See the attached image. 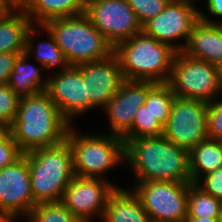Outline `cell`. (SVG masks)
<instances>
[{"instance_id": "cell-1", "label": "cell", "mask_w": 222, "mask_h": 222, "mask_svg": "<svg viewBox=\"0 0 222 222\" xmlns=\"http://www.w3.org/2000/svg\"><path fill=\"white\" fill-rule=\"evenodd\" d=\"M137 182L171 181L191 183L188 150L163 135L141 137L125 144V161Z\"/></svg>"}, {"instance_id": "cell-2", "label": "cell", "mask_w": 222, "mask_h": 222, "mask_svg": "<svg viewBox=\"0 0 222 222\" xmlns=\"http://www.w3.org/2000/svg\"><path fill=\"white\" fill-rule=\"evenodd\" d=\"M69 127L70 124L44 91L20 98L9 132L25 154L62 143Z\"/></svg>"}, {"instance_id": "cell-3", "label": "cell", "mask_w": 222, "mask_h": 222, "mask_svg": "<svg viewBox=\"0 0 222 222\" xmlns=\"http://www.w3.org/2000/svg\"><path fill=\"white\" fill-rule=\"evenodd\" d=\"M113 53L124 80L167 83L177 51L142 31L118 43Z\"/></svg>"}, {"instance_id": "cell-4", "label": "cell", "mask_w": 222, "mask_h": 222, "mask_svg": "<svg viewBox=\"0 0 222 222\" xmlns=\"http://www.w3.org/2000/svg\"><path fill=\"white\" fill-rule=\"evenodd\" d=\"M27 161L35 204L61 202L64 189L75 176L68 142L28 152Z\"/></svg>"}, {"instance_id": "cell-5", "label": "cell", "mask_w": 222, "mask_h": 222, "mask_svg": "<svg viewBox=\"0 0 222 222\" xmlns=\"http://www.w3.org/2000/svg\"><path fill=\"white\" fill-rule=\"evenodd\" d=\"M43 26L54 36L70 66L100 61L113 53V46L93 26L85 13L51 19Z\"/></svg>"}, {"instance_id": "cell-6", "label": "cell", "mask_w": 222, "mask_h": 222, "mask_svg": "<svg viewBox=\"0 0 222 222\" xmlns=\"http://www.w3.org/2000/svg\"><path fill=\"white\" fill-rule=\"evenodd\" d=\"M75 130L70 125L65 140L71 148L76 176L101 179L104 178L101 174L125 160V143L121 137L110 133L81 135Z\"/></svg>"}, {"instance_id": "cell-7", "label": "cell", "mask_w": 222, "mask_h": 222, "mask_svg": "<svg viewBox=\"0 0 222 222\" xmlns=\"http://www.w3.org/2000/svg\"><path fill=\"white\" fill-rule=\"evenodd\" d=\"M167 83L176 97L209 103L222 92V68L177 52Z\"/></svg>"}, {"instance_id": "cell-8", "label": "cell", "mask_w": 222, "mask_h": 222, "mask_svg": "<svg viewBox=\"0 0 222 222\" xmlns=\"http://www.w3.org/2000/svg\"><path fill=\"white\" fill-rule=\"evenodd\" d=\"M136 184L133 192L152 222H186L190 183L145 181Z\"/></svg>"}, {"instance_id": "cell-9", "label": "cell", "mask_w": 222, "mask_h": 222, "mask_svg": "<svg viewBox=\"0 0 222 222\" xmlns=\"http://www.w3.org/2000/svg\"><path fill=\"white\" fill-rule=\"evenodd\" d=\"M207 123V102L175 97L163 136L189 151L208 139Z\"/></svg>"}, {"instance_id": "cell-10", "label": "cell", "mask_w": 222, "mask_h": 222, "mask_svg": "<svg viewBox=\"0 0 222 222\" xmlns=\"http://www.w3.org/2000/svg\"><path fill=\"white\" fill-rule=\"evenodd\" d=\"M85 14L113 48L143 31L126 0H86Z\"/></svg>"}, {"instance_id": "cell-11", "label": "cell", "mask_w": 222, "mask_h": 222, "mask_svg": "<svg viewBox=\"0 0 222 222\" xmlns=\"http://www.w3.org/2000/svg\"><path fill=\"white\" fill-rule=\"evenodd\" d=\"M193 2L195 0H170L161 13L143 25V32L177 52L183 51L194 24L199 20V10ZM180 39L184 44L177 43Z\"/></svg>"}, {"instance_id": "cell-12", "label": "cell", "mask_w": 222, "mask_h": 222, "mask_svg": "<svg viewBox=\"0 0 222 222\" xmlns=\"http://www.w3.org/2000/svg\"><path fill=\"white\" fill-rule=\"evenodd\" d=\"M105 179L75 175L64 189L61 202L80 222H92L94 215L102 220L110 195L119 187Z\"/></svg>"}, {"instance_id": "cell-13", "label": "cell", "mask_w": 222, "mask_h": 222, "mask_svg": "<svg viewBox=\"0 0 222 222\" xmlns=\"http://www.w3.org/2000/svg\"><path fill=\"white\" fill-rule=\"evenodd\" d=\"M51 75L47 77L45 92L64 119L73 125L75 117L79 118L82 113L89 111V97L86 95L82 72L77 66H69Z\"/></svg>"}, {"instance_id": "cell-14", "label": "cell", "mask_w": 222, "mask_h": 222, "mask_svg": "<svg viewBox=\"0 0 222 222\" xmlns=\"http://www.w3.org/2000/svg\"><path fill=\"white\" fill-rule=\"evenodd\" d=\"M35 206L25 153L0 169V214L23 215L24 218Z\"/></svg>"}, {"instance_id": "cell-15", "label": "cell", "mask_w": 222, "mask_h": 222, "mask_svg": "<svg viewBox=\"0 0 222 222\" xmlns=\"http://www.w3.org/2000/svg\"><path fill=\"white\" fill-rule=\"evenodd\" d=\"M77 67L85 82L89 110L99 106L104 109L125 81L119 60L114 53L103 60L86 62Z\"/></svg>"}, {"instance_id": "cell-16", "label": "cell", "mask_w": 222, "mask_h": 222, "mask_svg": "<svg viewBox=\"0 0 222 222\" xmlns=\"http://www.w3.org/2000/svg\"><path fill=\"white\" fill-rule=\"evenodd\" d=\"M153 81L125 80L118 92L104 108L108 116L110 134L123 138L131 129L136 111L143 106Z\"/></svg>"}, {"instance_id": "cell-17", "label": "cell", "mask_w": 222, "mask_h": 222, "mask_svg": "<svg viewBox=\"0 0 222 222\" xmlns=\"http://www.w3.org/2000/svg\"><path fill=\"white\" fill-rule=\"evenodd\" d=\"M182 52L222 68V24L207 23L199 19Z\"/></svg>"}, {"instance_id": "cell-18", "label": "cell", "mask_w": 222, "mask_h": 222, "mask_svg": "<svg viewBox=\"0 0 222 222\" xmlns=\"http://www.w3.org/2000/svg\"><path fill=\"white\" fill-rule=\"evenodd\" d=\"M102 222L152 221L133 190L118 187L108 199Z\"/></svg>"}, {"instance_id": "cell-19", "label": "cell", "mask_w": 222, "mask_h": 222, "mask_svg": "<svg viewBox=\"0 0 222 222\" xmlns=\"http://www.w3.org/2000/svg\"><path fill=\"white\" fill-rule=\"evenodd\" d=\"M27 53L18 56L14 63V70L10 73L8 86L21 98L44 92L47 87V78L42 79L41 71L44 67L37 68L29 61ZM44 80V81H43Z\"/></svg>"}, {"instance_id": "cell-20", "label": "cell", "mask_w": 222, "mask_h": 222, "mask_svg": "<svg viewBox=\"0 0 222 222\" xmlns=\"http://www.w3.org/2000/svg\"><path fill=\"white\" fill-rule=\"evenodd\" d=\"M86 0H33L25 10L32 25L85 13Z\"/></svg>"}, {"instance_id": "cell-21", "label": "cell", "mask_w": 222, "mask_h": 222, "mask_svg": "<svg viewBox=\"0 0 222 222\" xmlns=\"http://www.w3.org/2000/svg\"><path fill=\"white\" fill-rule=\"evenodd\" d=\"M32 23L25 11L11 10L0 19V53H24L27 30Z\"/></svg>"}, {"instance_id": "cell-22", "label": "cell", "mask_w": 222, "mask_h": 222, "mask_svg": "<svg viewBox=\"0 0 222 222\" xmlns=\"http://www.w3.org/2000/svg\"><path fill=\"white\" fill-rule=\"evenodd\" d=\"M41 30L47 33V36H49L50 40H41L37 45H35L33 43L35 42L33 41V36L35 37V35L40 34ZM25 53H27L29 56L32 53L35 54L33 57H35L40 65L47 70L53 69L55 67L58 69L60 67V71H63L70 66L65 58V55L63 54V51L56 44L54 36L43 25H32L27 30Z\"/></svg>"}, {"instance_id": "cell-23", "label": "cell", "mask_w": 222, "mask_h": 222, "mask_svg": "<svg viewBox=\"0 0 222 222\" xmlns=\"http://www.w3.org/2000/svg\"><path fill=\"white\" fill-rule=\"evenodd\" d=\"M191 183L204 175L222 168V146L219 140L206 139L189 151Z\"/></svg>"}, {"instance_id": "cell-24", "label": "cell", "mask_w": 222, "mask_h": 222, "mask_svg": "<svg viewBox=\"0 0 222 222\" xmlns=\"http://www.w3.org/2000/svg\"><path fill=\"white\" fill-rule=\"evenodd\" d=\"M187 217L221 218L222 201L205 193L195 183H190Z\"/></svg>"}, {"instance_id": "cell-25", "label": "cell", "mask_w": 222, "mask_h": 222, "mask_svg": "<svg viewBox=\"0 0 222 222\" xmlns=\"http://www.w3.org/2000/svg\"><path fill=\"white\" fill-rule=\"evenodd\" d=\"M176 95L168 83H156L148 92L144 105L165 126Z\"/></svg>"}, {"instance_id": "cell-26", "label": "cell", "mask_w": 222, "mask_h": 222, "mask_svg": "<svg viewBox=\"0 0 222 222\" xmlns=\"http://www.w3.org/2000/svg\"><path fill=\"white\" fill-rule=\"evenodd\" d=\"M163 132L164 126L143 105L136 111L131 129L122 139L126 144L141 137L161 136Z\"/></svg>"}, {"instance_id": "cell-27", "label": "cell", "mask_w": 222, "mask_h": 222, "mask_svg": "<svg viewBox=\"0 0 222 222\" xmlns=\"http://www.w3.org/2000/svg\"><path fill=\"white\" fill-rule=\"evenodd\" d=\"M25 218L27 222H80L62 202L38 203Z\"/></svg>"}, {"instance_id": "cell-28", "label": "cell", "mask_w": 222, "mask_h": 222, "mask_svg": "<svg viewBox=\"0 0 222 222\" xmlns=\"http://www.w3.org/2000/svg\"><path fill=\"white\" fill-rule=\"evenodd\" d=\"M19 100L7 83L0 84V124L9 128L14 123Z\"/></svg>"}, {"instance_id": "cell-29", "label": "cell", "mask_w": 222, "mask_h": 222, "mask_svg": "<svg viewBox=\"0 0 222 222\" xmlns=\"http://www.w3.org/2000/svg\"><path fill=\"white\" fill-rule=\"evenodd\" d=\"M142 26L161 13L170 0H126Z\"/></svg>"}, {"instance_id": "cell-30", "label": "cell", "mask_w": 222, "mask_h": 222, "mask_svg": "<svg viewBox=\"0 0 222 222\" xmlns=\"http://www.w3.org/2000/svg\"><path fill=\"white\" fill-rule=\"evenodd\" d=\"M218 98L208 103V138L215 140L222 138V101Z\"/></svg>"}, {"instance_id": "cell-31", "label": "cell", "mask_w": 222, "mask_h": 222, "mask_svg": "<svg viewBox=\"0 0 222 222\" xmlns=\"http://www.w3.org/2000/svg\"><path fill=\"white\" fill-rule=\"evenodd\" d=\"M22 154L12 134L8 132L0 140V169L16 161Z\"/></svg>"}, {"instance_id": "cell-32", "label": "cell", "mask_w": 222, "mask_h": 222, "mask_svg": "<svg viewBox=\"0 0 222 222\" xmlns=\"http://www.w3.org/2000/svg\"><path fill=\"white\" fill-rule=\"evenodd\" d=\"M195 184L205 193L222 201V168L204 175Z\"/></svg>"}, {"instance_id": "cell-33", "label": "cell", "mask_w": 222, "mask_h": 222, "mask_svg": "<svg viewBox=\"0 0 222 222\" xmlns=\"http://www.w3.org/2000/svg\"><path fill=\"white\" fill-rule=\"evenodd\" d=\"M22 53H0V84L7 83L10 73L14 70V63Z\"/></svg>"}, {"instance_id": "cell-34", "label": "cell", "mask_w": 222, "mask_h": 222, "mask_svg": "<svg viewBox=\"0 0 222 222\" xmlns=\"http://www.w3.org/2000/svg\"><path fill=\"white\" fill-rule=\"evenodd\" d=\"M207 10L209 11L211 15L218 17L222 19V0H207L206 5ZM199 19L207 22V23H220L222 24V20L219 22L213 21V19L209 18L207 15H205L202 11L199 10Z\"/></svg>"}, {"instance_id": "cell-35", "label": "cell", "mask_w": 222, "mask_h": 222, "mask_svg": "<svg viewBox=\"0 0 222 222\" xmlns=\"http://www.w3.org/2000/svg\"><path fill=\"white\" fill-rule=\"evenodd\" d=\"M33 0H5L6 5L11 10L25 11Z\"/></svg>"}, {"instance_id": "cell-36", "label": "cell", "mask_w": 222, "mask_h": 222, "mask_svg": "<svg viewBox=\"0 0 222 222\" xmlns=\"http://www.w3.org/2000/svg\"><path fill=\"white\" fill-rule=\"evenodd\" d=\"M220 218L187 217L186 222H219Z\"/></svg>"}, {"instance_id": "cell-37", "label": "cell", "mask_w": 222, "mask_h": 222, "mask_svg": "<svg viewBox=\"0 0 222 222\" xmlns=\"http://www.w3.org/2000/svg\"><path fill=\"white\" fill-rule=\"evenodd\" d=\"M10 11L11 9L6 5L5 0H0V19Z\"/></svg>"}, {"instance_id": "cell-38", "label": "cell", "mask_w": 222, "mask_h": 222, "mask_svg": "<svg viewBox=\"0 0 222 222\" xmlns=\"http://www.w3.org/2000/svg\"><path fill=\"white\" fill-rule=\"evenodd\" d=\"M18 215H10V214H0V222H14L16 221Z\"/></svg>"}, {"instance_id": "cell-39", "label": "cell", "mask_w": 222, "mask_h": 222, "mask_svg": "<svg viewBox=\"0 0 222 222\" xmlns=\"http://www.w3.org/2000/svg\"><path fill=\"white\" fill-rule=\"evenodd\" d=\"M9 132V128L3 124H0V140Z\"/></svg>"}]
</instances>
